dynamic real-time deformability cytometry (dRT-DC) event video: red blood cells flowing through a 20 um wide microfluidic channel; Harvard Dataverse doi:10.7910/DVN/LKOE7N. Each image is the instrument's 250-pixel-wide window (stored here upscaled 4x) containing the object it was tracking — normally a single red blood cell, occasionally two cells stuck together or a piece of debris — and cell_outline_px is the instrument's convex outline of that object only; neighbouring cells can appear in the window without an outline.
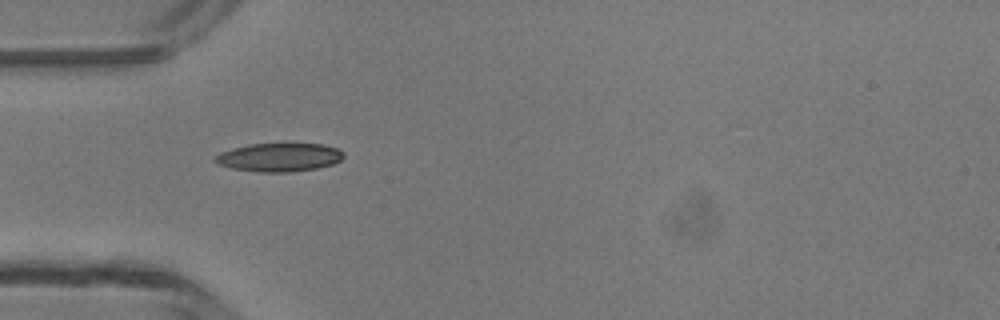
{"species": "common noctule bat (a hibernating species)", "species_latin": "Nyctalus noctula", "temperature_condition": "room temperature", "stored_images_in_passage": 2, "camera_frame_rate_fps": 3000, "um_per_image_px": 0.085, "animal": {"sex": "male", "body_mass_g": 13.3}, "frame": {"image": 1, "passage_image": 1, "time_ms": 0.0, "image_size_px": [1000, 320], "cell_outline_px": [[344, 156], [340, 160], [332, 164], [316, 168], [292, 172], [260, 172], [232, 168], [216, 164], [212, 160], [220, 152], [232, 148], [248, 144], [320, 144], [336, 148], [344, 152]], "centroid_in_image_um": [23.69, 13.37], "position_along_channel_um": 61.3, "area_um2": 21.27}}
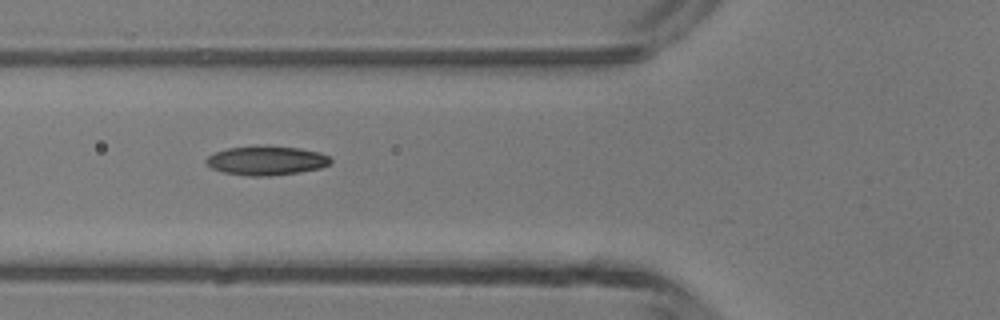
{"frame": {"image": 2, "passage_image": 2, "time_ms": 1.0, "image_size_px": [1000, 320], "cell_outline_px": [[332, 160], [328, 164], [320, 168], [300, 172], [268, 176], [248, 176], [224, 172], [212, 168], [204, 164], [204, 160], [208, 156], [216, 152], [228, 148], [300, 148], [320, 152], [328, 156]], "centroid_in_image_um": [22.63, 13.69], "position_along_channel_um": 103.2, "area_um2": 20.4}}